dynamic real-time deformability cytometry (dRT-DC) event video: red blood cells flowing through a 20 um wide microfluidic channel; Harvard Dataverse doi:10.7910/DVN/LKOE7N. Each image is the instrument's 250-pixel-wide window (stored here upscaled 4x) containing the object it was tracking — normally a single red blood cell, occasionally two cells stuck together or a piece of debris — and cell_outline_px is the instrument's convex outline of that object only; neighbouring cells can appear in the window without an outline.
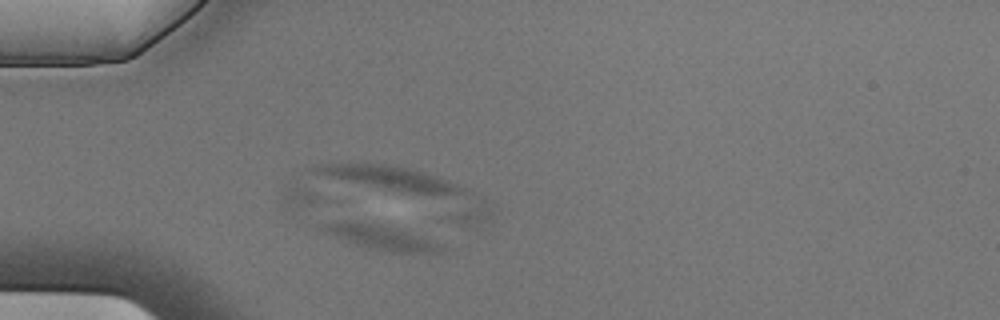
{"species": "Egyptian fruit bat (a non-hibernating species)", "species_latin": "Rousettus aegyptiacus", "temperature_condition": "cold", "stored_images_in_passage": 3, "camera_frame_rate_fps": 3000, "um_per_image_px": 0.085, "animal": {"sex": "male"}, "frame": {"image": 1, "passage_image": 3, "time_ms": 0.667, "image_size_px": [1000, 320], "cell_outline_px": [[456, 248], [448, 252], [380, 252], [364, 248], [332, 236], [312, 228], [320, 224], [336, 220], [364, 220], [384, 224]], "centroid_in_image_um": [32.33, 20.15], "position_along_channel_um": 52.7, "area_um2": 18.55}}